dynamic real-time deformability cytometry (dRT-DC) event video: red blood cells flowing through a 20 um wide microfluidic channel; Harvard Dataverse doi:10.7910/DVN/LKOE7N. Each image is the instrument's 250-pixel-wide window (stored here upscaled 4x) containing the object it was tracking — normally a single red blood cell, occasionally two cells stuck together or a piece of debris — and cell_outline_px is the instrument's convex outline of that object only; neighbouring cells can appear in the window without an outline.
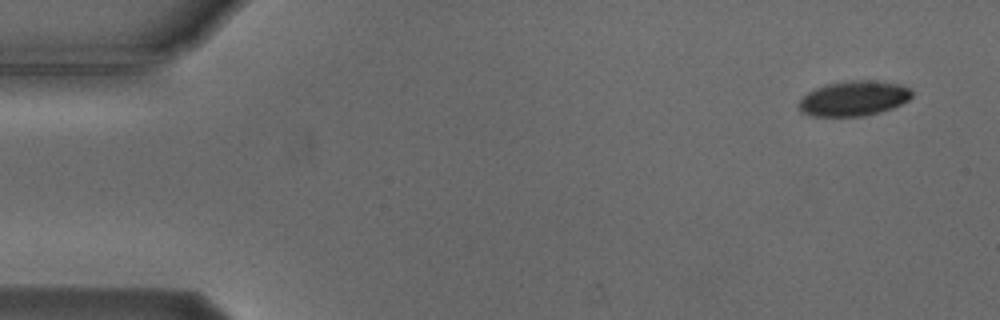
{"species": "Egyptian fruit bat (a non-hibernating species)", "species_latin": "Rousettus aegyptiacus", "temperature_condition": "cold", "stored_images_in_passage": 4, "camera_frame_rate_fps": 3000, "um_per_image_px": 0.085, "animal": {"sex": "male"}, "frame": {"image": 1, "passage_image": 1, "time_ms": 0.0, "image_size_px": [1000, 320], "cell_outline_px": [[912, 96], [908, 100], [892, 108], [880, 112], [864, 116], [812, 116], [800, 112], [800, 100], [808, 92], [824, 84], [848, 80], [876, 80], [904, 84], [912, 92]], "centroid_in_image_um": [72.59, 8.35], "position_along_channel_um": 12.4, "area_um2": 23.24}}